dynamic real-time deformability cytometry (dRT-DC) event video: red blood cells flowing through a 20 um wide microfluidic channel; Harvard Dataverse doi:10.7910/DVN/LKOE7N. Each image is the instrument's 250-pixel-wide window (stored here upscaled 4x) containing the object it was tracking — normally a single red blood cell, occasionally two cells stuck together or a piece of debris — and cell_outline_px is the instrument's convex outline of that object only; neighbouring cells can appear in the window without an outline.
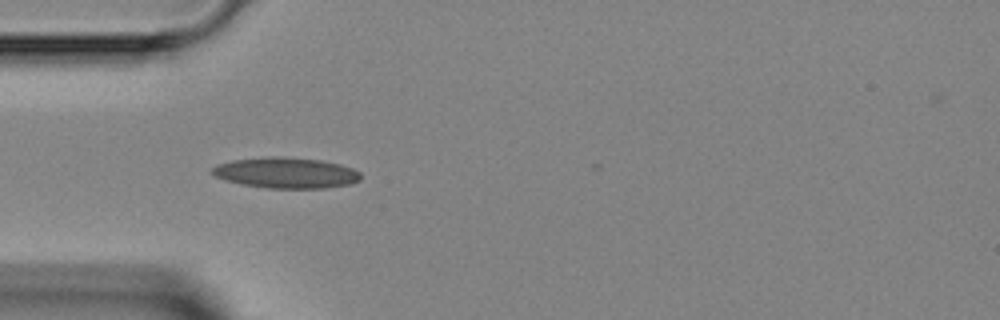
{"species": "Egyptian fruit bat (a non-hibernating species)", "species_latin": "Rousettus aegyptiacus", "temperature_condition": "room temperature", "stored_images_in_passage": 4, "camera_frame_rate_fps": 3000, "um_per_image_px": 0.085, "animal": {"sex": "female"}, "frame": {"image": 1, "passage_image": 4, "time_ms": 4.333, "image_size_px": [1000, 320], "cell_outline_px": [[360, 180], [352, 184], [324, 188], [268, 188], [240, 184], [224, 180], [208, 172], [216, 164], [232, 160], [272, 156], [280, 156], [320, 160], [340, 164], [352, 168], [360, 172]], "centroid_in_image_um": [24.29, 14.69], "position_along_channel_um": 60.7, "area_um2": 26.82}}